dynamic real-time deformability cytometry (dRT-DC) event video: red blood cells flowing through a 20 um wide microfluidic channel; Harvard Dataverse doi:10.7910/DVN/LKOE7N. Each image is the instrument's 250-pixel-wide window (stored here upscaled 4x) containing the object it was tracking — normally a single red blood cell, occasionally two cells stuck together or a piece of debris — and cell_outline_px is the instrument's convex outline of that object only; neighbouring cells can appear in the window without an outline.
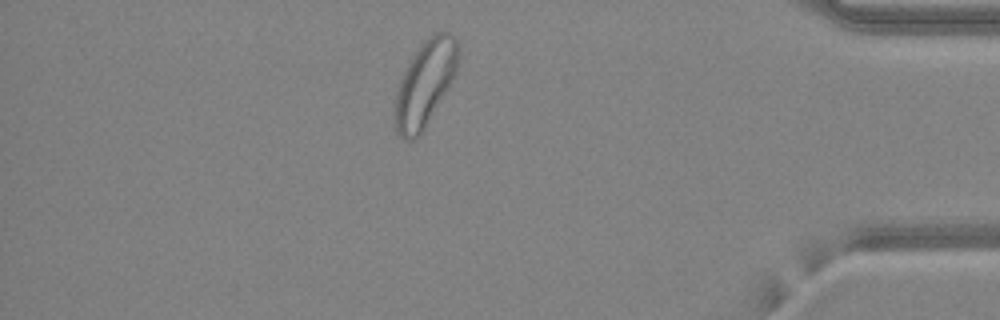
{"species": "common noctule bat (a hibernating species)", "species_latin": "Nyctalus noctula", "temperature_condition": "warm", "stored_images_in_passage": 40, "camera_frame_rate_fps": 3000, "um_per_image_px": 0.085, "animal": {"sex": "female", "body_mass_g": 24.6, "forearm_length_mm": 56.2}, "frame": {"image": 1, "passage_image": 34, "time_ms": 11.0, "image_size_px": [1000, 320], "cell_outline_px": [[460, 52], [456, 72], [448, 88], [420, 136], [416, 140], [408, 140], [400, 136], [396, 132], [392, 112], [392, 108], [396, 88], [412, 56], [424, 40], [436, 32], [448, 32], [456, 40]], "centroid_in_image_um": [36.09, 7.15], "position_along_channel_um": 399.1, "area_um2": 31.91}, "authors_computed_cell_mechanics": {"area_um2": 27.9463, "velocity_mm_per_s": 4.1956, "shape_relaxation_time_tau1_ms": null, "shape_relaxation_time_tau2_ms": 1.166, "deformation_change_tau1": null, "deformation_change_tau2": 0.0778}}